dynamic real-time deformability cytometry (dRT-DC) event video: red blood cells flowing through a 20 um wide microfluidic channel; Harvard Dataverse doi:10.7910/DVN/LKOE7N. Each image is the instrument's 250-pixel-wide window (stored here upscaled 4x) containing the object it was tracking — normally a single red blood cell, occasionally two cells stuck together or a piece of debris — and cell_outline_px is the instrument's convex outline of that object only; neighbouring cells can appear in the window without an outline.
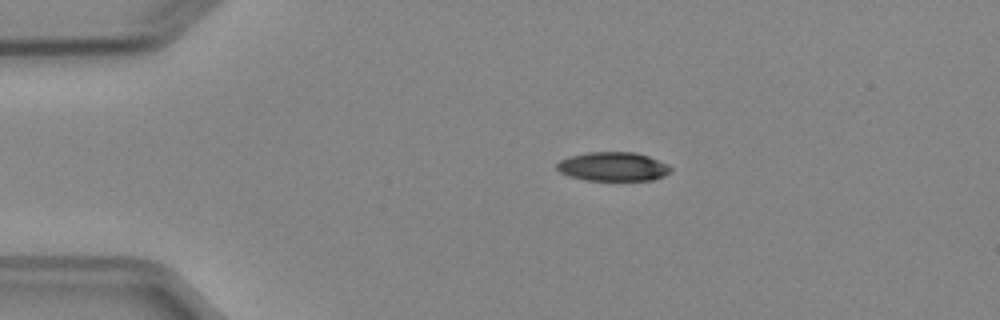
{"species": "Egyptian fruit bat (a non-hibernating species)", "species_latin": "Rousettus aegyptiacus", "temperature_condition": "cold", "stored_images_in_passage": 35, "camera_frame_rate_fps": 3000, "um_per_image_px": 0.085, "animal": {"sex": "female"}, "frame": {"image": 1, "passage_image": 1, "time_ms": 0.0, "image_size_px": [1000, 320], "cell_outline_px": [[672, 168], [664, 176], [652, 180], [584, 180], [560, 172], [556, 168], [556, 164], [560, 160], [568, 156], [588, 152], [636, 152], [648, 156], [668, 164]], "centroid_in_image_um": [52.1, 14.15], "position_along_channel_um": 32.9, "area_um2": 19.19}}
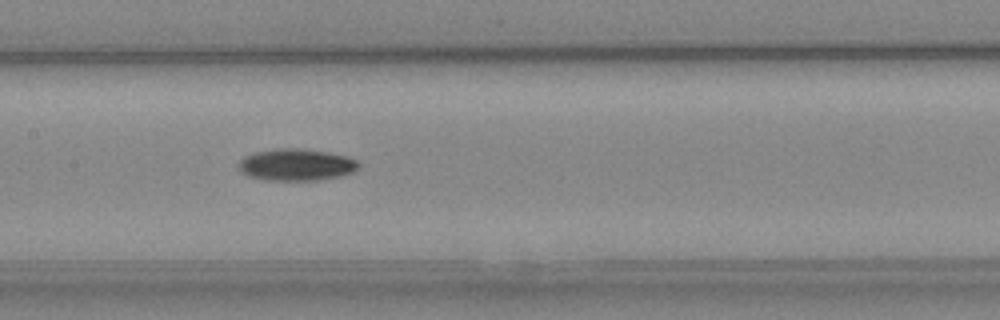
{"frame": {"image": 2, "passage_image": 16, "time_ms": 5.0, "image_size_px": [1000, 320], "cell_outline_px": [[360, 168], [344, 176], [316, 180], [268, 180], [248, 176], [236, 164], [244, 156], [256, 152], [276, 148], [300, 148], [328, 152], [348, 156], [356, 160], [360, 164]], "centroid_in_image_um": [25.23, 14.0], "position_along_channel_um": 182.2, "area_um2": 22.43}}
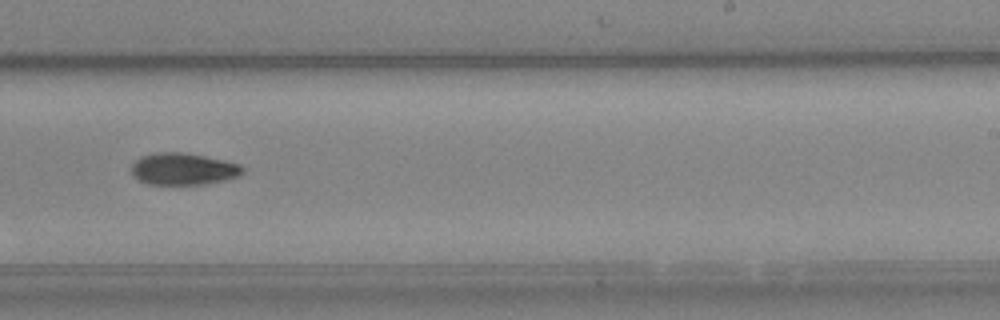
{"frame": {"image": 3, "passage_image": 23, "time_ms": 7.333, "image_size_px": [1000, 320], "cell_outline_px": [[244, 172], [240, 176], [224, 180], [204, 184], [148, 184], [132, 176], [132, 164], [140, 156], [156, 152], [180, 152], [204, 156], [224, 160], [240, 164], [244, 168]], "centroid_in_image_um": [15.58, 14.36], "position_along_channel_um": 273.4, "area_um2": 20.69}, "authors_computed_cell_mechanics": {"area_um2": 21.386, "velocity_mm_per_s": 3.9392, "shape_relaxation_time_tau1_ms": 3.7195, "shape_relaxation_time_tau2_ms": null, "deformation_change_tau1": 0.1227, "deformation_change_tau2": null}}